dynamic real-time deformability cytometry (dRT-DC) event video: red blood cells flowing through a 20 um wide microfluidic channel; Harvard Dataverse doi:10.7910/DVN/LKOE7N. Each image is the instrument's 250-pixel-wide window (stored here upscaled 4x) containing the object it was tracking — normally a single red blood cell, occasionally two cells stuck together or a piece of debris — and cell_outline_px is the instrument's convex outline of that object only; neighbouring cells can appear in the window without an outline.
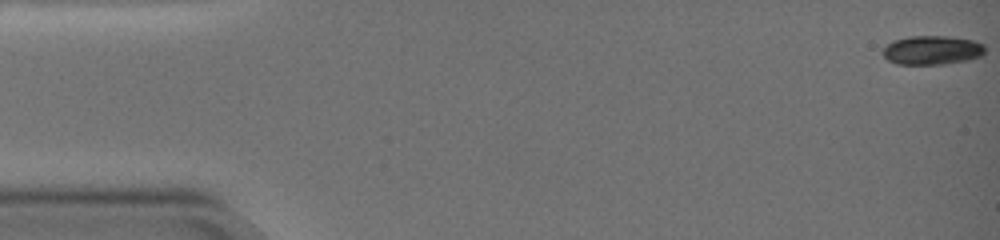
{"species": "common noctule bat (a hibernating species)", "species_latin": "Nyctalus noctula", "temperature_condition": "warm", "stored_images_in_passage": 70, "camera_frame_rate_fps": 3000, "um_per_image_px": 0.085, "animal": {"sex": "female", "body_mass_g": 19.0, "forearm_length_mm": 51.5}, "frame": {"image": 1, "passage_image": 1, "time_ms": 0.0, "image_size_px": [1000, 240], "cell_outline_px": [[984, 52], [980, 56], [964, 60], [940, 64], [900, 64], [888, 60], [884, 56], [884, 48], [888, 44], [896, 40], [916, 36], [940, 36], [968, 40], [980, 44], [984, 48]], "centroid_in_image_um": [79.18, 4.27], "position_along_channel_um": 5.8, "area_um2": 16.42}}
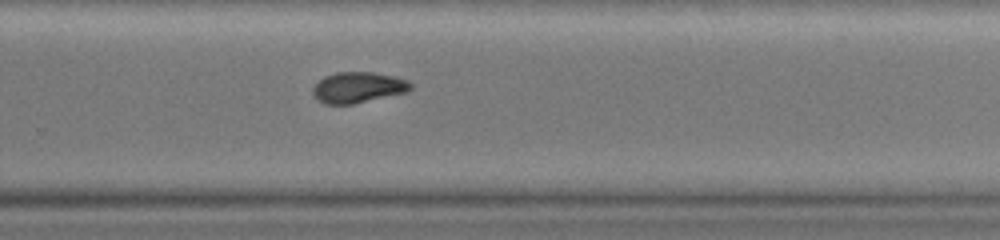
{"frame": {"image": 2, "passage_image": 48, "time_ms": 15.667, "image_size_px": [1000, 240], "cell_outline_px": [[412, 88], [408, 92], [352, 104], [324, 104], [312, 92], [312, 88], [324, 76], [336, 72], [372, 72], [392, 76], [408, 80], [412, 84]], "centroid_in_image_um": [30.46, 7.43], "position_along_channel_um": 299.3, "area_um2": 17.46}}
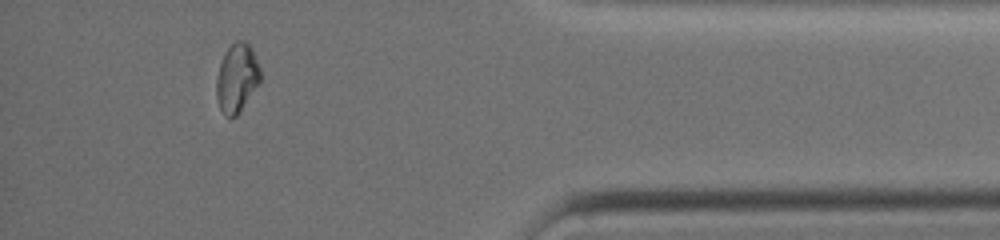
{"frame": {"image": 3, "passage_image": 63, "time_ms": 20.667, "image_size_px": [1000, 240], "cell_outline_px": [[260, 80], [240, 112], [236, 116], [224, 116], [220, 108], [216, 96], [216, 76], [224, 52], [236, 40], [244, 40], [252, 48], [260, 68]], "centroid_in_image_um": [20.12, 6.61], "position_along_channel_um": 415.1, "area_um2": 17.51}, "authors_computed_cell_mechanics": {"area_um2": 17.5712, "velocity_mm_per_s": 2.8305, "shape_relaxation_time_tau1_ms": 5.9996, "shape_relaxation_time_tau2_ms": 7.0983, "deformation_change_tau1": 0.1486, "deformation_change_tau2": 0.0763}}